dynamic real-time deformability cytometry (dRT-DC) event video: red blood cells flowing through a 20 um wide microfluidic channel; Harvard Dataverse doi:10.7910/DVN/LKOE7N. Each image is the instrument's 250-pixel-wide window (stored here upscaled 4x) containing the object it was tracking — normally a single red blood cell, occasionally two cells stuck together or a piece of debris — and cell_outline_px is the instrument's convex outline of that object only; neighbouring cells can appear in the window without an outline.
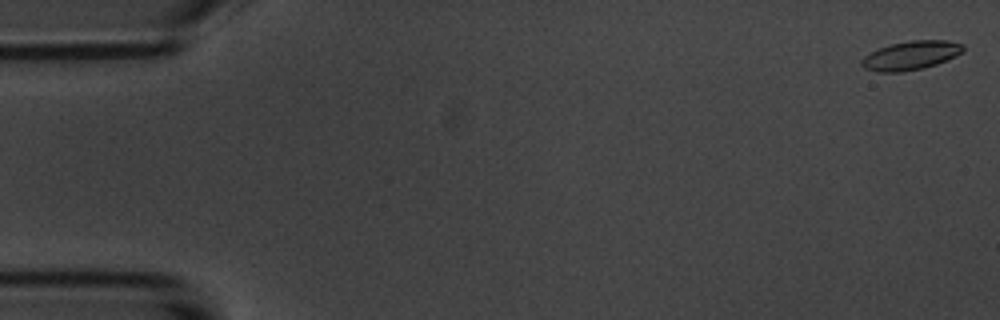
{"species": "common noctule bat (a hibernating species)", "species_latin": "Nyctalus noctula", "temperature_condition": "room temperature", "stored_images_in_passage": 5, "camera_frame_rate_fps": 3000, "um_per_image_px": 0.085, "animal": {"sex": "male", "body_mass_g": 20.1, "forearm_length_mm": 53.5}, "frame": {"image": 1, "passage_image": 1, "time_ms": 0.0, "image_size_px": [1000, 320], "cell_outline_px": [[964, 52], [956, 56], [936, 64], [924, 68], [900, 72], [876, 72], [864, 68], [860, 64], [860, 60], [864, 56], [880, 48], [892, 44], [912, 40], [948, 40], [964, 44]], "centroid_in_image_um": [77.44, 4.71], "position_along_channel_um": 7.6, "area_um2": 17.11}}
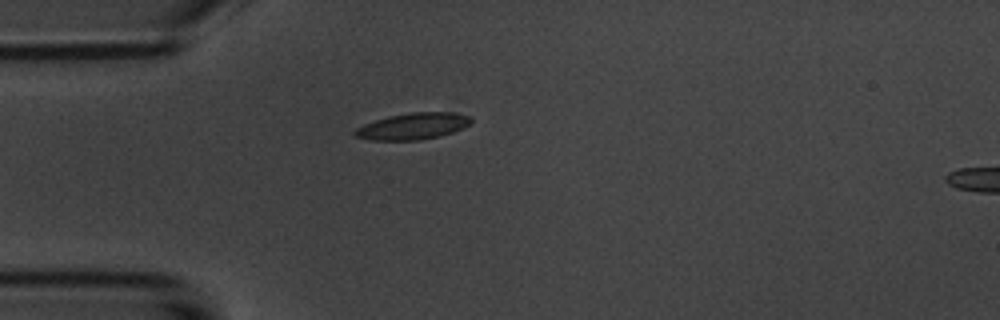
{"frame": {"image": 2, "passage_image": 5, "time_ms": 4.667, "image_size_px": [1000, 320], "cell_outline_px": [[472, 120], [468, 124], [452, 132], [440, 136], [420, 140], [372, 140], [356, 136], [352, 132], [356, 128], [364, 124], [388, 116], [412, 112], [452, 112], [468, 116]], "centroid_in_image_um": [35.06, 10.73], "position_along_channel_um": 49.9, "area_um2": 17.69}}